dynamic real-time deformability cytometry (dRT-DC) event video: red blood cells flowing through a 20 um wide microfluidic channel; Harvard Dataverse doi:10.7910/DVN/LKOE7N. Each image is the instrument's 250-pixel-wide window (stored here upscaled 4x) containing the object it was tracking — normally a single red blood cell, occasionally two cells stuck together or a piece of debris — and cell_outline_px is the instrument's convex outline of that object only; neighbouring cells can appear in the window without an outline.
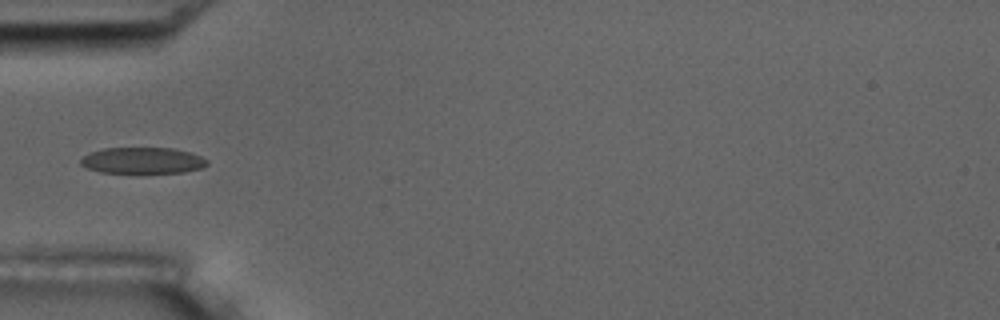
{"species": "common noctule bat (a hibernating species)", "species_latin": "Nyctalus noctula", "temperature_condition": "room temperature", "stored_images_in_passage": 7, "camera_frame_rate_fps": 3000, "um_per_image_px": 0.085, "animal": {"sex": "male", "body_mass_g": 17.5, "forearm_length_mm": 52.3}, "frame": {"image": 1, "passage_image": 5, "time_ms": 4.667, "image_size_px": [1000, 320], "cell_outline_px": [[208, 164], [204, 168], [184, 172], [140, 176], [100, 172], [88, 168], [80, 164], [80, 160], [84, 156], [92, 152], [104, 148], [172, 148], [188, 152], [200, 156], [208, 160]], "centroid_in_image_um": [12.14, 13.7], "position_along_channel_um": 72.9, "area_um2": 20.29}}